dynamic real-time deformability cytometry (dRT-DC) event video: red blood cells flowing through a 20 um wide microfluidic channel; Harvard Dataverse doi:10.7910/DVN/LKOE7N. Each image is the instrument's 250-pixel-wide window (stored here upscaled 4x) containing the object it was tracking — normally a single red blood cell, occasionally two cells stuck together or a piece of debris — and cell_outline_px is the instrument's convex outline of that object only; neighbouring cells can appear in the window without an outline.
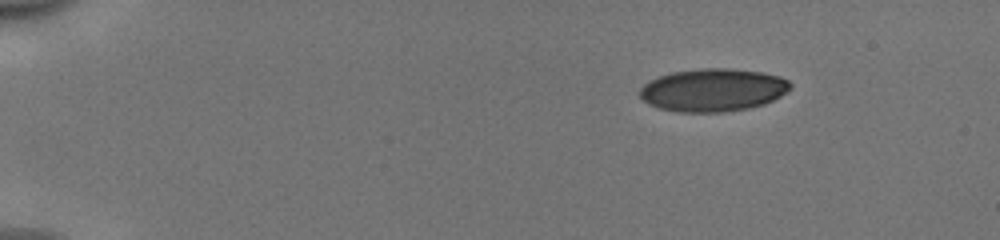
{"species": "human", "species_latin": "Homo sapiens", "temperature_condition": "cold", "stored_images_in_passage": 46, "camera_frame_rate_fps": 3000, "um_per_image_px": 0.085, "donor": {"sex": "male"}, "frame": {"image": 1, "passage_image": 1, "time_ms": 0.0, "image_size_px": [1000, 240], "cell_outline_px": [[792, 88], [788, 92], [764, 104], [748, 108], [724, 112], [676, 112], [660, 108], [648, 104], [636, 92], [648, 80], [672, 72], [700, 68], [728, 68], [760, 72], [780, 76], [788, 80], [792, 84]], "centroid_in_image_um": [60.59, 7.65], "position_along_channel_um": 24.4, "area_um2": 37.86}}
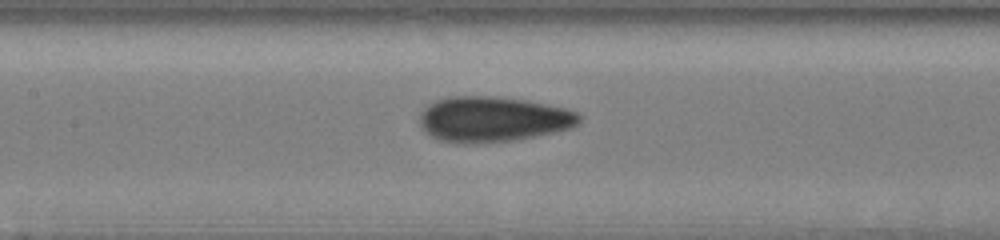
{"frame": {"image": 2, "passage_image": 20, "time_ms": 6.333, "image_size_px": [1000, 240], "cell_outline_px": [[580, 124], [572, 128], [512, 140], [476, 144], [456, 144], [440, 140], [424, 132], [420, 124], [420, 112], [428, 104], [436, 100], [448, 96], [496, 96], [528, 100], [568, 108], [576, 112], [580, 116]], "centroid_in_image_um": [41.88, 10.13], "position_along_channel_um": 165.5, "area_um2": 42.66}}
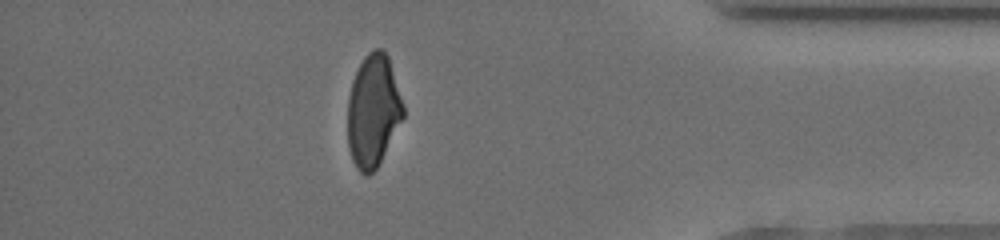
{"frame": {"image": 3, "passage_image": 40, "time_ms": 13.0, "image_size_px": [1000, 240], "cell_outline_px": [[404, 116], [376, 168], [368, 176], [364, 176], [356, 168], [352, 160], [348, 148], [348, 96], [352, 80], [364, 56], [368, 52], [376, 48], [380, 48], [388, 56], [404, 104]], "centroid_in_image_um": [31.7, 9.42], "position_along_channel_um": 403.5, "area_um2": 36.36}, "authors_computed_cell_mechanics": {"area_um2": 39.4485, "velocity_mm_per_s": 3.9834, "shape_relaxation_time_tau1_ms": 8.6032, "shape_relaxation_time_tau2_ms": 1.1575, "deformation_change_tau1": 0.2017, "deformation_change_tau2": 0.0748}}